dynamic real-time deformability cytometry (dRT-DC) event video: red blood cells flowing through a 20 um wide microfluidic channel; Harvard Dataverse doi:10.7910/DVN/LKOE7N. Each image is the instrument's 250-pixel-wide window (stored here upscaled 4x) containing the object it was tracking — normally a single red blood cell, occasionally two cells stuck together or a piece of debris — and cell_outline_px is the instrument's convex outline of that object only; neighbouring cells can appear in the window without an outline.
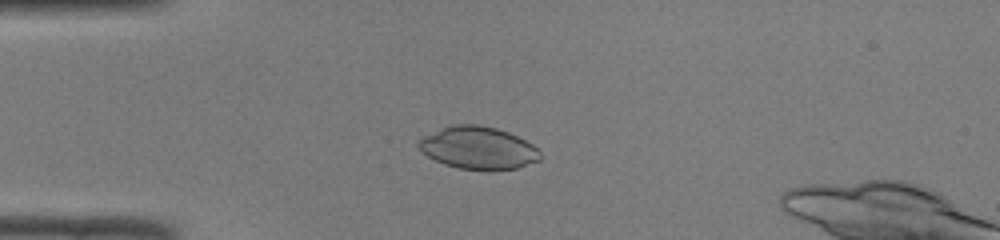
{"species": "common noctule bat (a hibernating species)", "species_latin": "Nyctalus noctula", "temperature_condition": "room temperature", "stored_images_in_passage": 38, "camera_frame_rate_fps": 3000, "um_per_image_px": 0.085, "animal": {"sex": "male", "body_mass_g": 19.0, "forearm_length_mm": 50.8}, "frame": {"image": 1, "passage_image": 3, "time_ms": 0.667, "image_size_px": [1000, 240], "cell_outline_px": [[540, 160], [516, 168], [460, 168], [444, 164], [428, 156], [416, 144], [424, 136], [440, 128], [452, 124], [480, 124], [496, 128], [508, 132], [532, 144], [540, 152]], "centroid_in_image_um": [40.63, 12.53], "position_along_channel_um": 44.4, "area_um2": 29.42}}
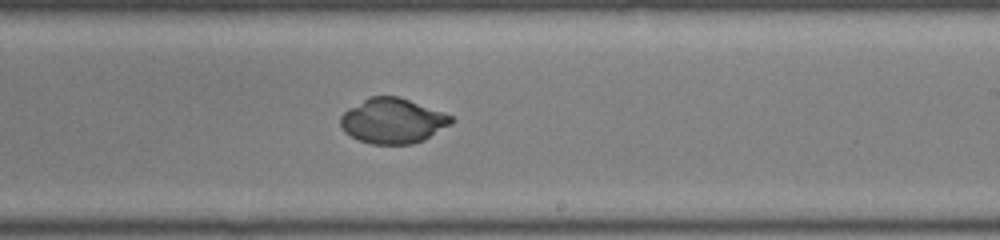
{"frame": {"image": 2, "passage_image": 20, "time_ms": 6.333, "image_size_px": [1000, 240], "cell_outline_px": [[456, 120], [452, 124], [424, 140], [412, 144], [372, 144], [360, 140], [344, 132], [340, 128], [340, 116], [348, 108], [368, 96], [400, 96], [444, 112], [452, 116]], "centroid_in_image_um": [33.39, 10.26], "position_along_channel_um": 255.6, "area_um2": 29.48}}
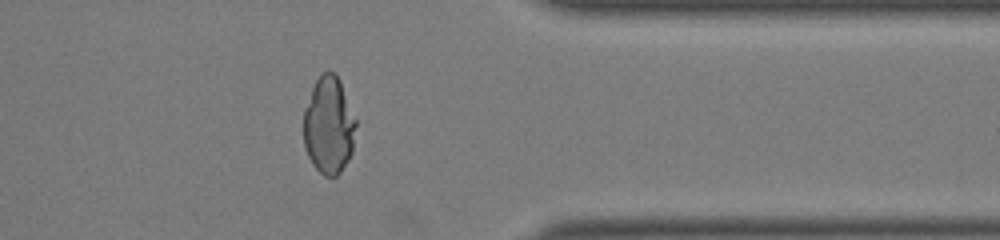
{"frame": {"image": 3, "passage_image": 30, "time_ms": 9.667, "image_size_px": [1000, 240], "cell_outline_px": [[356, 124], [352, 152], [340, 172], [336, 176], [324, 176], [312, 164], [308, 156], [304, 144], [304, 108], [312, 88], [320, 72], [336, 72], [340, 80], [356, 120]], "centroid_in_image_um": [27.94, 10.64], "position_along_channel_um": 383.5, "area_um2": 29.65}}